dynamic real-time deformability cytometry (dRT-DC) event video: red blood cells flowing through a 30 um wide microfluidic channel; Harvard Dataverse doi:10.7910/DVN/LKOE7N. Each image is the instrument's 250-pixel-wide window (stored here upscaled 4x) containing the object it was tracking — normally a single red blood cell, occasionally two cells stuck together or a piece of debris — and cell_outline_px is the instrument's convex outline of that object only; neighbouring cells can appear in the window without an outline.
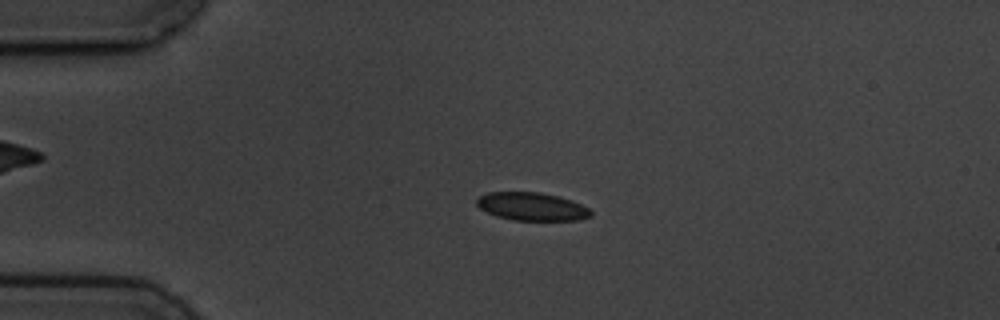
{"species": "common noctule bat (a hibernating species)", "species_latin": "Nyctalus noctula", "temperature_condition": "cold", "stored_images_in_passage": 4, "camera_frame_rate_fps": 3000, "um_per_image_px": 0.085, "animal": {"sex": "male", "body_mass_g": 19.5, "forearm_length_mm": 54.6}, "frame": {"image": 1, "passage_image": 3, "time_ms": 2.333, "image_size_px": [1000, 320], "cell_outline_px": [[592, 216], [580, 220], [512, 220], [496, 216], [480, 208], [476, 204], [476, 200], [480, 196], [488, 192], [540, 192], [560, 196], [572, 200], [588, 208], [592, 212]], "centroid_in_image_um": [45.22, 17.55], "position_along_channel_um": 39.8, "area_um2": 18.73}}